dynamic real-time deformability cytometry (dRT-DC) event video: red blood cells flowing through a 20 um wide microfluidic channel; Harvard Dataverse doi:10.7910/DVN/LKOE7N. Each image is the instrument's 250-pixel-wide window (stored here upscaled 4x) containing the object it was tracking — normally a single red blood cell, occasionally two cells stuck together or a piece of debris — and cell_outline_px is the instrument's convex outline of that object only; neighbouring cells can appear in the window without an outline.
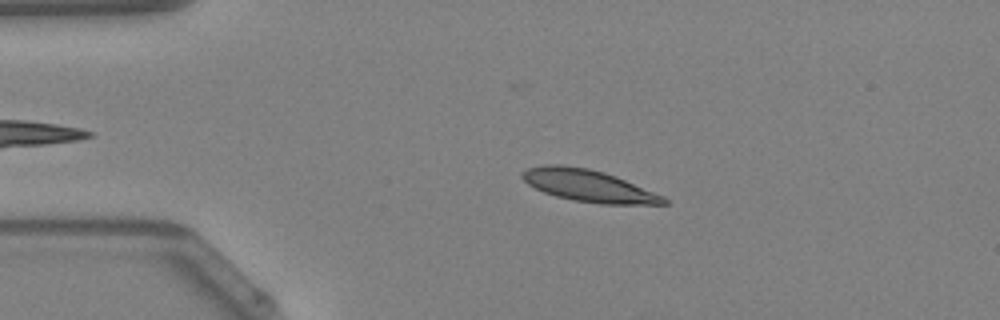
{"species": "Egyptian fruit bat (a non-hibernating species)", "species_latin": "Rousettus aegyptiacus", "temperature_condition": "warm", "stored_images_in_passage": 47, "camera_frame_rate_fps": 3000, "um_per_image_px": 0.085, "animal": {"sex": "female"}, "frame": {"image": 1, "passage_image": 9, "time_ms": 2.667, "image_size_px": [1000, 320], "cell_outline_px": [[668, 204], [600, 204], [572, 200], [556, 196], [544, 192], [528, 184], [520, 176], [520, 172], [528, 168], [544, 164], [560, 164], [588, 168], [604, 172], [616, 176], [664, 196], [668, 200]], "centroid_in_image_um": [50.01, 15.78], "position_along_channel_um": 35.0, "area_um2": 26.41}}
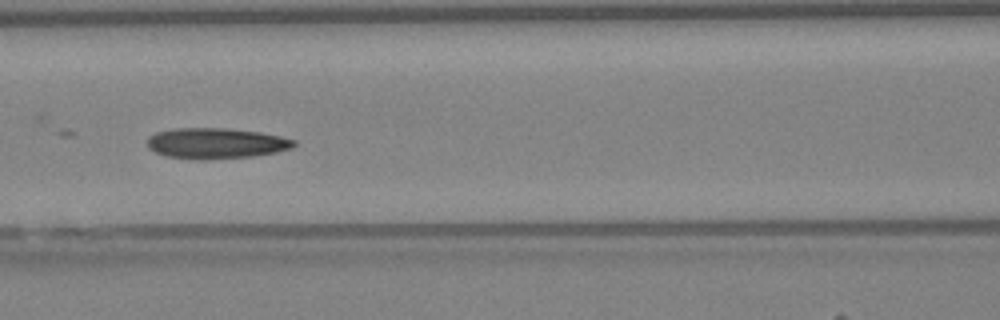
{"frame": {"image": 2, "passage_image": 20, "time_ms": 6.333, "image_size_px": [1000, 320], "cell_outline_px": [[296, 144], [292, 148], [276, 152], [252, 156], [204, 160], [192, 160], [164, 156], [148, 148], [148, 136], [156, 132], [176, 128], [224, 128], [260, 132], [280, 136], [296, 140]], "centroid_in_image_um": [18.34, 12.19], "position_along_channel_um": 148.3, "area_um2": 26.41}}
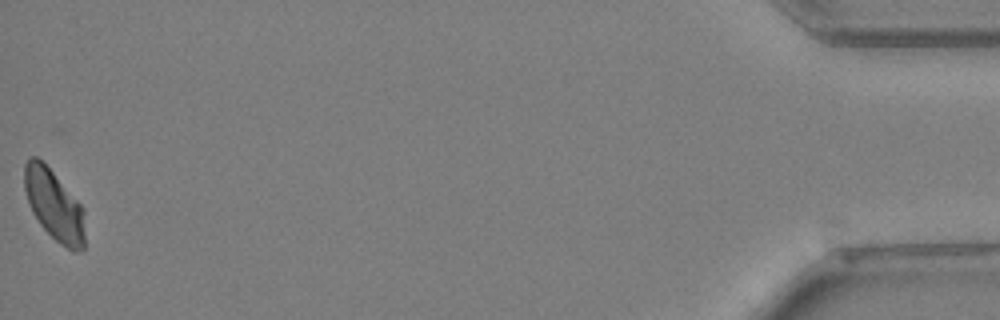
{"frame": {"image": 3, "passage_image": 47, "time_ms": 15.333, "image_size_px": [1000, 320], "cell_outline_px": [[84, 248], [76, 252], [72, 252], [60, 244], [40, 224], [32, 212], [28, 204], [24, 188], [24, 164], [32, 156], [36, 156], [52, 172], [84, 208]], "centroid_in_image_um": [4.59, 17.46], "position_along_channel_um": 430.6, "area_um2": 24.68}}